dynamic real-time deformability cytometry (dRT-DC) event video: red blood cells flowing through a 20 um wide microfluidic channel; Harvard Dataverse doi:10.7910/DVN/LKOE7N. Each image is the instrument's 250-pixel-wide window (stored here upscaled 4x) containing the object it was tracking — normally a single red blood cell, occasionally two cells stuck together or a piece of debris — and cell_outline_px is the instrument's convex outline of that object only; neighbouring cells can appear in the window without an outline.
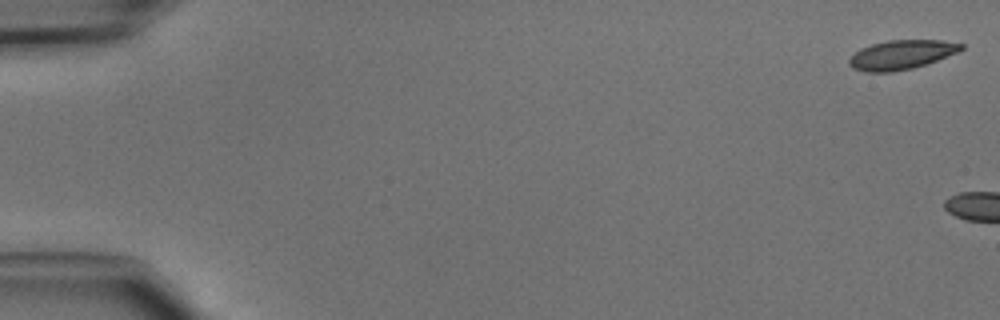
{"species": "common noctule bat (a hibernating species)", "species_latin": "Nyctalus noctula", "temperature_condition": "cold", "stored_images_in_passage": 4, "camera_frame_rate_fps": 3000, "um_per_image_px": 0.085, "animal": {"sex": "male", "body_mass_g": 15.6}, "frame": {"image": 1, "passage_image": 1, "time_ms": 0.0, "image_size_px": [1000, 320], "cell_outline_px": [[964, 48], [956, 52], [936, 60], [912, 68], [892, 72], [864, 72], [852, 68], [848, 64], [848, 60], [860, 48], [872, 44], [888, 40], [940, 40], [964, 44]], "centroid_in_image_um": [76.57, 4.65], "position_along_channel_um": 8.4, "area_um2": 18.9}}